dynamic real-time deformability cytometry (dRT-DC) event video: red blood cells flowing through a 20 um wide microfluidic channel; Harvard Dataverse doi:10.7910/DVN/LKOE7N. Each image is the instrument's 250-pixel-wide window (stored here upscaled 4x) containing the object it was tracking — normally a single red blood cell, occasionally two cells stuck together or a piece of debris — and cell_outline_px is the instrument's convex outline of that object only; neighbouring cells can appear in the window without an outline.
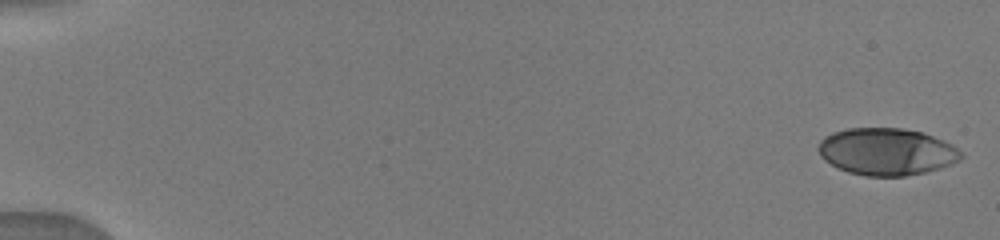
{"species": "human", "species_latin": "Homo sapiens", "temperature_condition": "warm", "stored_images_in_passage": 24, "camera_frame_rate_fps": 3000, "um_per_image_px": 0.085, "donor": {"sex": "male"}, "frame": {"image": 1, "passage_image": 1, "time_ms": 0.0, "image_size_px": [1000, 240], "cell_outline_px": [[964, 156], [960, 160], [940, 168], [924, 172], [904, 176], [864, 176], [848, 172], [824, 160], [820, 156], [816, 148], [820, 140], [824, 136], [832, 132], [848, 128], [900, 128], [924, 132], [952, 144]], "centroid_in_image_um": [75.34, 12.88], "position_along_channel_um": 9.7, "area_um2": 39.3}}